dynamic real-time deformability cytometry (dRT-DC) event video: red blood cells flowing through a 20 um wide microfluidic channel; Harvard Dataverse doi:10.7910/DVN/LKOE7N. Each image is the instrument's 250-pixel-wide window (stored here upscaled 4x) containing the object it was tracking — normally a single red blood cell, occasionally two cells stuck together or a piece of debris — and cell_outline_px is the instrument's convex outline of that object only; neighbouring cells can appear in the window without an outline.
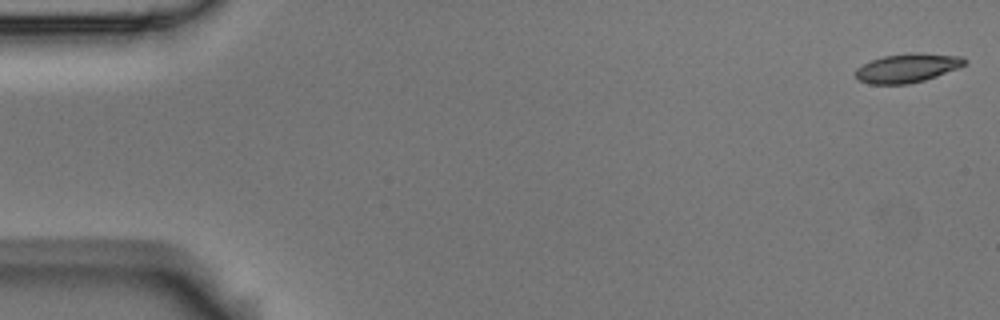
{"species": "Egyptian fruit bat (a non-hibernating species)", "species_latin": "Rousettus aegyptiacus", "temperature_condition": "room temperature", "stored_images_in_passage": 55, "camera_frame_rate_fps": 3000, "um_per_image_px": 0.085, "animal": {"sex": "male"}, "frame": {"image": 1, "passage_image": 1, "time_ms": 0.0, "image_size_px": [1000, 320], "cell_outline_px": [[968, 60], [964, 64], [956, 68], [936, 76], [924, 80], [908, 84], [868, 84], [860, 80], [856, 76], [856, 68], [872, 60], [884, 56], [912, 52], [916, 52], [960, 56]], "centroid_in_image_um": [77.11, 5.77], "position_along_channel_um": 7.9, "area_um2": 18.15}}
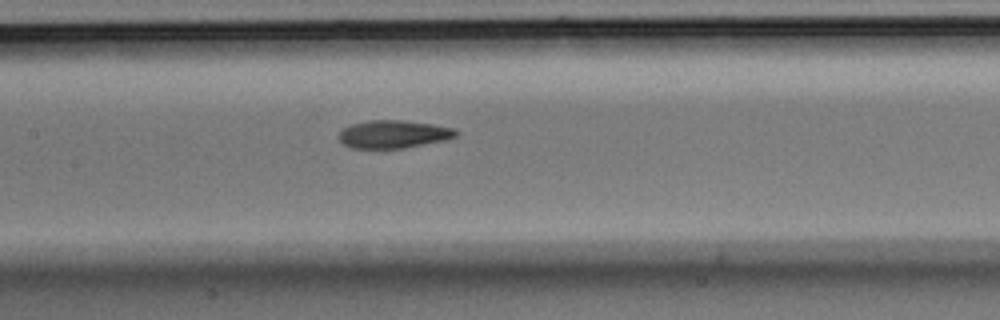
{"frame": {"image": 2, "passage_image": 26, "time_ms": 8.333, "image_size_px": [1000, 320], "cell_outline_px": [[460, 132], [456, 136], [444, 140], [404, 148], [352, 148], [344, 144], [336, 136], [344, 128], [352, 124], [368, 120], [400, 120], [432, 124], [456, 128]], "centroid_in_image_um": [33.45, 11.4], "position_along_channel_um": 173.9, "area_um2": 19.02}}
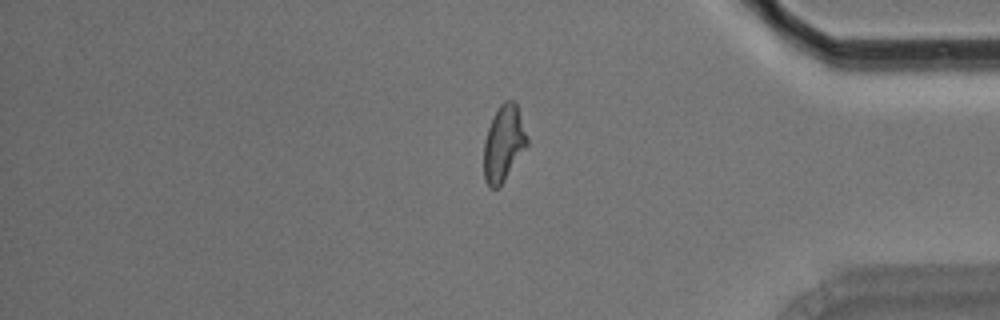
{"frame": {"image": 3, "passage_image": 46, "time_ms": 15.0, "image_size_px": [1000, 320], "cell_outline_px": [[528, 144], [504, 180], [496, 188], [488, 188], [484, 180], [484, 140], [488, 128], [500, 104], [504, 100], [512, 100], [516, 104], [528, 140]], "centroid_in_image_um": [42.79, 12.21], "position_along_channel_um": 392.4, "area_um2": 18.73}, "authors_computed_cell_mechanics": {"area_um2": 19.074, "velocity_mm_per_s": 3.6401, "shape_relaxation_time_tau1_ms": 7.3241, "shape_relaxation_time_tau2_ms": 2.7368, "deformation_change_tau1": 0.2142, "deformation_change_tau2": 0.1017}}